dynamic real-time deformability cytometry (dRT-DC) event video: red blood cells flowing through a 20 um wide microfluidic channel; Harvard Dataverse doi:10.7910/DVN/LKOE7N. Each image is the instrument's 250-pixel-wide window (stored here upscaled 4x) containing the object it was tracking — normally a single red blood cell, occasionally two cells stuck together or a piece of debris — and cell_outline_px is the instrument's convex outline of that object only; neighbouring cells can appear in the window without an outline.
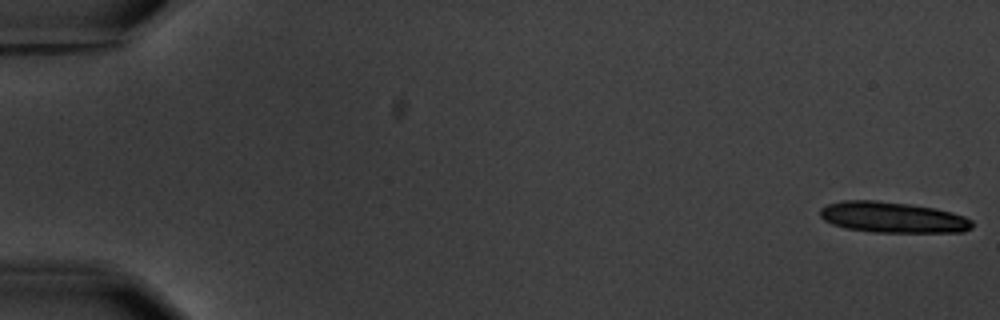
{"species": "common noctule bat (a hibernating species)", "species_latin": "Nyctalus noctula", "temperature_condition": "warm", "stored_images_in_passage": 6, "camera_frame_rate_fps": 3000, "um_per_image_px": 0.085, "animal": {"sex": "male", "body_mass_g": 20.1, "forearm_length_mm": 53.5}, "frame": {"image": 1, "passage_image": 1, "time_ms": 0.0, "image_size_px": [1000, 320], "cell_outline_px": [[972, 228], [964, 232], [872, 232], [844, 228], [832, 224], [824, 220], [820, 216], [820, 208], [828, 204], [844, 200], [876, 200], [908, 204], [936, 208], [952, 212], [964, 216], [972, 220]], "centroid_in_image_um": [75.87, 18.47], "position_along_channel_um": 9.1, "area_um2": 27.46}}